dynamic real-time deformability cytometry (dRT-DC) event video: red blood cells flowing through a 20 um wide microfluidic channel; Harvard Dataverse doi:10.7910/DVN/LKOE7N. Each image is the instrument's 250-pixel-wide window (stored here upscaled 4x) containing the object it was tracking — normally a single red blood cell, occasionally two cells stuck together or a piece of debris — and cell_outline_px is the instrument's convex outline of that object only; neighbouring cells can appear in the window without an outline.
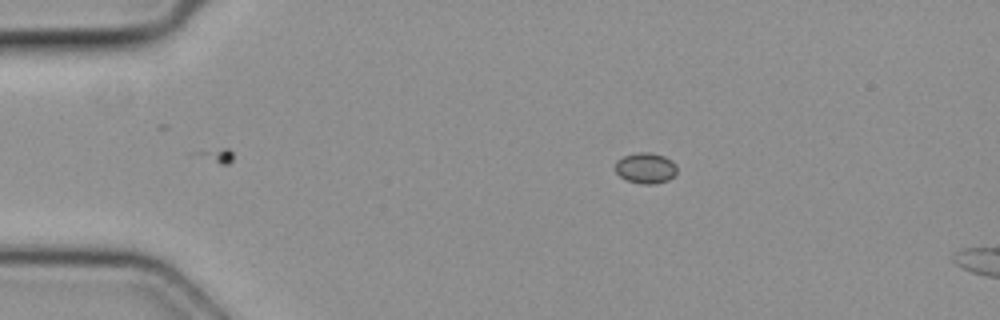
{"species": "common noctule bat (a hibernating species)", "species_latin": "Nyctalus noctula", "temperature_condition": "cold", "stored_images_in_passage": 3, "camera_frame_rate_fps": 3000, "um_per_image_px": 0.085, "animal": {"sex": "female", "body_mass_g": 19.3, "forearm_length_mm": 54.1}, "frame": {"image": 1, "passage_image": 1, "time_ms": 0.0, "image_size_px": [1000, 320], "cell_outline_px": [[676, 172], [668, 180], [652, 184], [640, 184], [628, 180], [620, 176], [616, 172], [616, 160], [624, 156], [636, 152], [652, 152], [664, 156], [672, 160], [676, 164]], "centroid_in_image_um": [54.88, 14.27], "position_along_channel_um": 30.1, "area_um2": 11.04}}
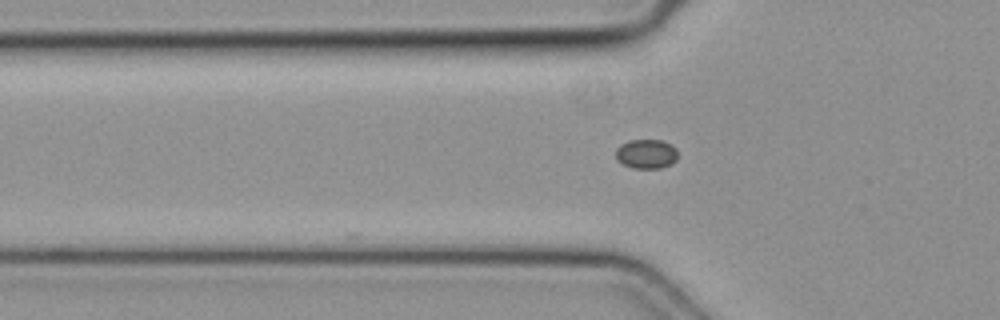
{"frame": {"image": 2, "passage_image": 3, "time_ms": 0.667, "image_size_px": [1000, 320], "cell_outline_px": [[676, 160], [672, 164], [660, 168], [632, 168], [616, 160], [616, 148], [620, 144], [628, 140], [660, 140], [676, 148]], "centroid_in_image_um": [54.9, 13.08], "position_along_channel_um": 70.9, "area_um2": 10.58}}